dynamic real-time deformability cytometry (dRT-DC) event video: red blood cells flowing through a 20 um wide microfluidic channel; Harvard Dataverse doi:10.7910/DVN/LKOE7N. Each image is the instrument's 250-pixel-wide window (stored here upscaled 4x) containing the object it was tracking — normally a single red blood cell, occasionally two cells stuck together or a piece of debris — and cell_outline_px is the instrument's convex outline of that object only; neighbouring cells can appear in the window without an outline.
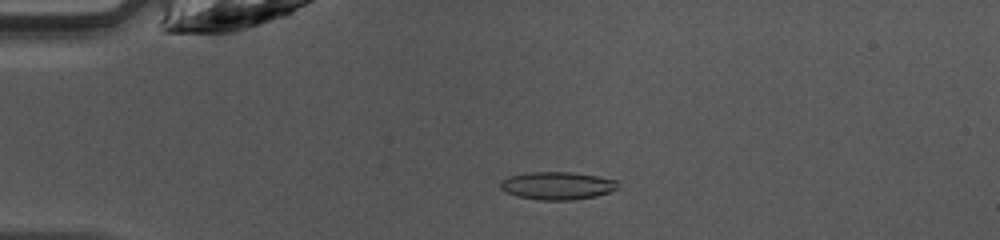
{"species": "common noctule bat (a hibernating species)", "species_latin": "Nyctalus noctula", "temperature_condition": "warm", "stored_images_in_passage": 47, "camera_frame_rate_fps": 3000, "um_per_image_px": 0.085, "animal": {"sex": "female", "body_mass_g": 10.0, "forearm_length_mm": 53.1}, "frame": {"image": 1, "passage_image": 11, "time_ms": 3.333, "image_size_px": [1000, 240], "cell_outline_px": [[616, 188], [608, 192], [596, 196], [576, 200], [540, 200], [516, 196], [500, 188], [500, 180], [508, 176], [528, 172], [572, 172], [596, 176], [616, 180]], "centroid_in_image_um": [47.31, 15.78], "position_along_channel_um": 37.7, "area_um2": 18.96}}
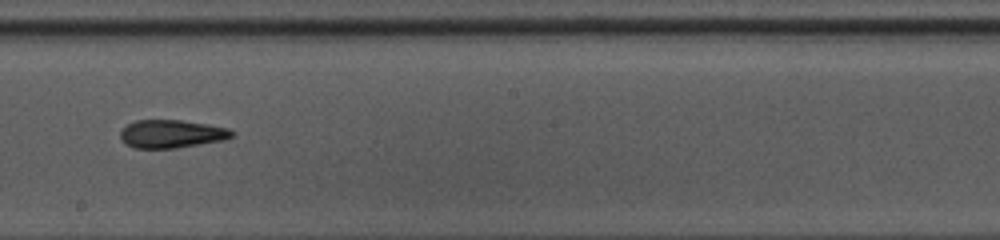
{"frame": {"image": 2, "passage_image": 27, "time_ms": 8.667, "image_size_px": [1000, 240], "cell_outline_px": [[236, 132], [232, 136], [224, 140], [176, 148], [132, 148], [124, 144], [120, 140], [120, 132], [128, 124], [136, 120], [180, 120], [208, 124], [228, 128]], "centroid_in_image_um": [14.56, 11.38], "position_along_channel_um": 233.6, "area_um2": 18.38}}
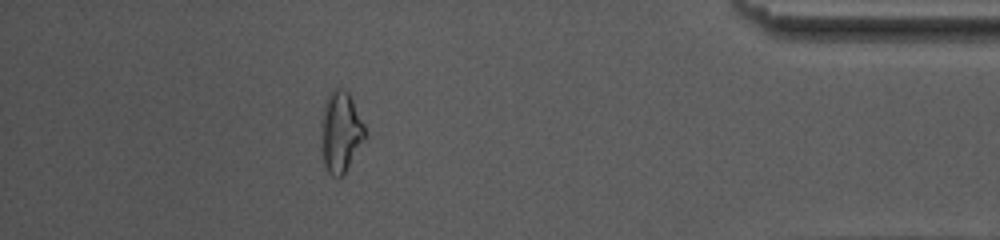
{"frame": {"image": 3, "passage_image": 42, "time_ms": 13.667, "image_size_px": [1000, 240], "cell_outline_px": [[364, 140], [344, 172], [340, 176], [332, 176], [328, 172], [324, 164], [320, 132], [320, 120], [324, 104], [328, 92], [332, 88], [344, 88], [348, 92], [364, 124]], "centroid_in_image_um": [28.91, 11.15], "position_along_channel_um": 406.3, "area_um2": 20.52}, "authors_computed_cell_mechanics": {"area_um2": 18.5538, "velocity_mm_per_s": 4.2549, "shape_relaxation_time_tau1_ms": 9.2917, "shape_relaxation_time_tau2_ms": 3.4163, "deformation_change_tau1": 0.2502, "deformation_change_tau2": 0.1413}}